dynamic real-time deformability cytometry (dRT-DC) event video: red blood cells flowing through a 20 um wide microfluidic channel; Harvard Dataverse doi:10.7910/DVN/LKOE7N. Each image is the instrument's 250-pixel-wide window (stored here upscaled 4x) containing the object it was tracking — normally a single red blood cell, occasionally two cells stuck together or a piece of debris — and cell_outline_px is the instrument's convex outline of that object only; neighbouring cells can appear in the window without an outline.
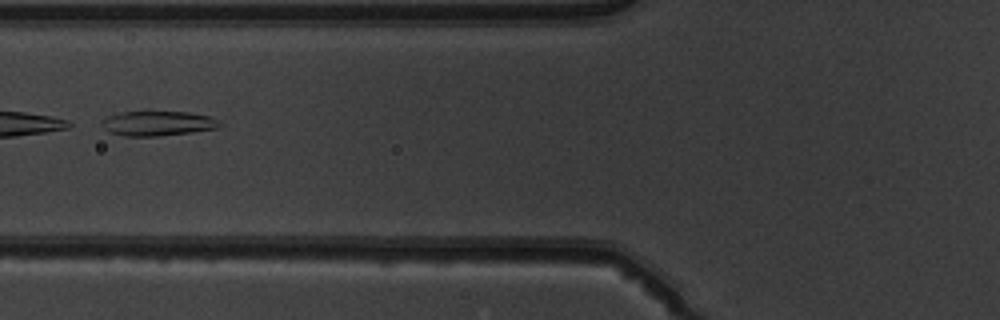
{"species": "common noctule bat (a hibernating species)", "species_latin": "Nyctalus noctula", "temperature_condition": "warm", "stored_images_in_passage": 50, "camera_frame_rate_fps": 3000, "um_per_image_px": 0.085, "animal": {"sex": "male", "body_mass_g": 19.5, "forearm_length_mm": 54.6}, "frame": {"image": 1, "passage_image": 21, "time_ms": 6.667, "image_size_px": [1000, 320], "cell_outline_px": [[224, 124], [216, 128], [192, 132], [156, 136], [124, 136], [112, 132], [104, 128], [104, 120], [108, 116], [120, 112], [188, 112], [212, 116]], "centroid_in_image_um": [13.49, 10.48], "position_along_channel_um": 112.3, "area_um2": 16.76}}
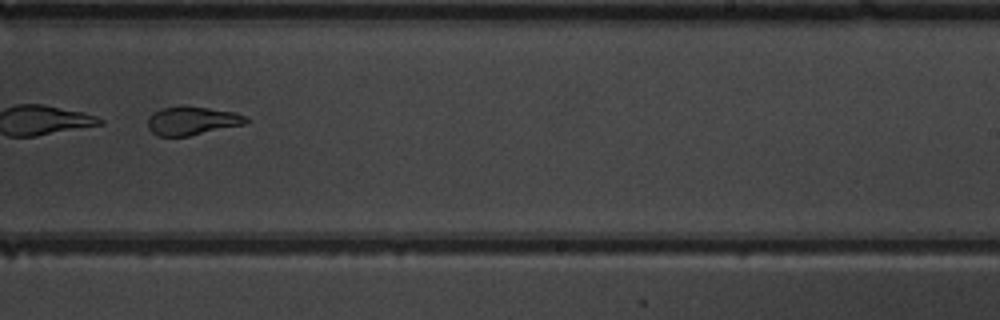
{"frame": {"image": 2, "passage_image": 33, "time_ms": 10.667, "image_size_px": [1000, 320], "cell_outline_px": [[252, 120], [248, 124], [188, 136], [156, 136], [148, 128], [148, 116], [152, 112], [160, 108], [208, 108], [232, 112], [248, 116]], "centroid_in_image_um": [16.38, 10.3], "position_along_channel_um": 272.6, "area_um2": 16.18}}
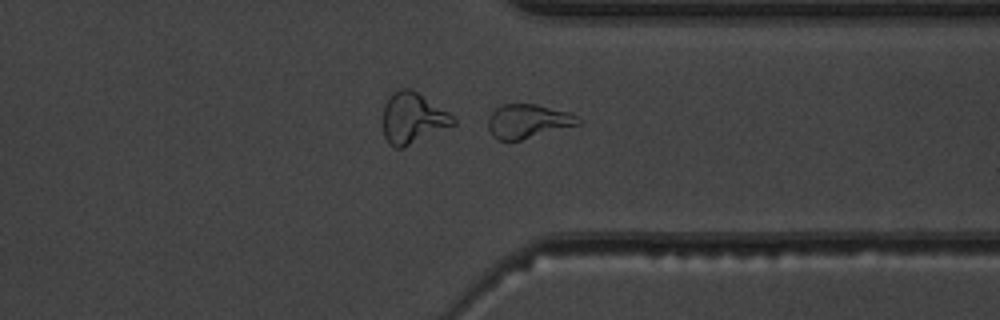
{"frame": {"image": 3, "passage_image": 40, "time_ms": 13.0, "image_size_px": [1000, 320], "cell_outline_px": [[584, 120], [580, 124], [520, 140], [496, 140], [492, 136], [488, 128], [488, 116], [500, 104], [536, 104], [568, 112], [580, 116]], "centroid_in_image_um": [44.88, 10.3], "position_along_channel_um": 366.5, "area_um2": 17.98}}